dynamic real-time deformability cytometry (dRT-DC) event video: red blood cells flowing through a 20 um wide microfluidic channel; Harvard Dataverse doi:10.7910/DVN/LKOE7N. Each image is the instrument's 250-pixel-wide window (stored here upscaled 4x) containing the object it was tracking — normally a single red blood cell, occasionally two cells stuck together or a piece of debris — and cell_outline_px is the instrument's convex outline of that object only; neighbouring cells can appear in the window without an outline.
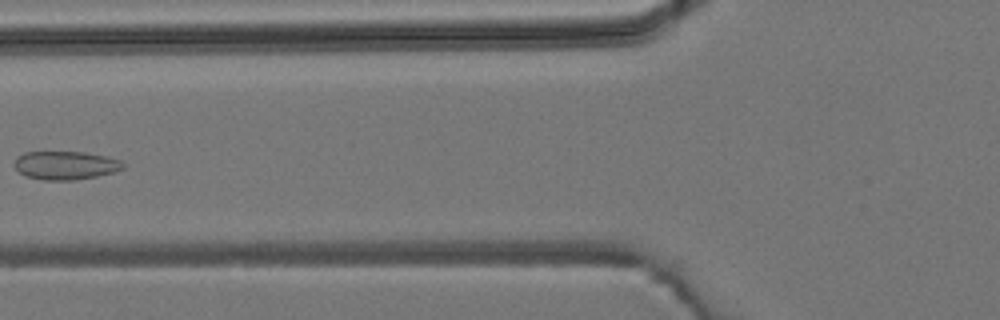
{"species": "common noctule bat (a hibernating species)", "species_latin": "Nyctalus noctula", "temperature_condition": "room temperature", "stored_images_in_passage": 4, "camera_frame_rate_fps": 3000, "um_per_image_px": 0.085, "animal": {"sex": "male", "body_mass_g": 19.2, "forearm_length_mm": 51.8}, "frame": {"image": 1, "passage_image": 4, "time_ms": 4.0, "image_size_px": [1000, 320], "cell_outline_px": [[124, 168], [112, 172], [96, 176], [72, 180], [44, 180], [24, 176], [16, 168], [16, 156], [24, 152], [84, 152], [104, 156], [120, 160], [124, 164]], "centroid_in_image_um": [5.55, 14.05], "position_along_channel_um": 120.3, "area_um2": 17.8}}